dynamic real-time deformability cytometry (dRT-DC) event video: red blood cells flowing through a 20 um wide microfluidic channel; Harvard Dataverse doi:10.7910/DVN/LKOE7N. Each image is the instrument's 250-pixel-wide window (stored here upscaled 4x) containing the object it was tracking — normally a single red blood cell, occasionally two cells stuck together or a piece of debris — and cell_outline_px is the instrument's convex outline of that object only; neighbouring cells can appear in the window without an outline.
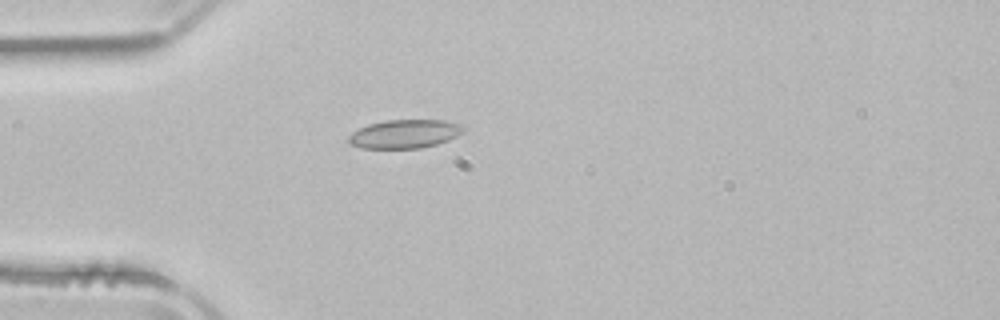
{"species": "common noctule bat (a hibernating species)", "species_latin": "Nyctalus noctula", "temperature_condition": "room temperature", "stored_images_in_passage": 34, "camera_frame_rate_fps": 3000, "um_per_image_px": 0.085, "animal": {"sex": "male", "body_mass_g": 21.5, "forearm_length_mm": 52.0}, "frame": {"image": 1, "passage_image": 4, "time_ms": 1.0, "image_size_px": [1000, 320], "cell_outline_px": [[464, 132], [448, 140], [436, 144], [420, 148], [360, 148], [352, 144], [348, 140], [348, 136], [352, 132], [368, 124], [384, 120], [444, 120], [464, 124]], "centroid_in_image_um": [34.42, 11.37], "position_along_channel_um": 50.6, "area_um2": 19.19}}
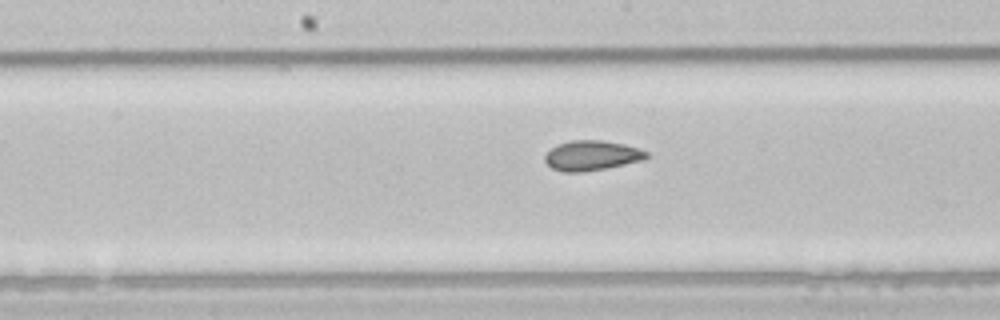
{"frame": {"image": 2, "passage_image": 16, "time_ms": 5.0, "image_size_px": [1000, 320], "cell_outline_px": [[648, 156], [640, 160], [624, 164], [584, 172], [564, 172], [552, 168], [544, 160], [544, 156], [556, 144], [572, 140], [600, 140], [624, 144], [640, 148], [648, 152]], "centroid_in_image_um": [50.27, 13.21], "position_along_channel_um": 197.9, "area_um2": 17.57}}
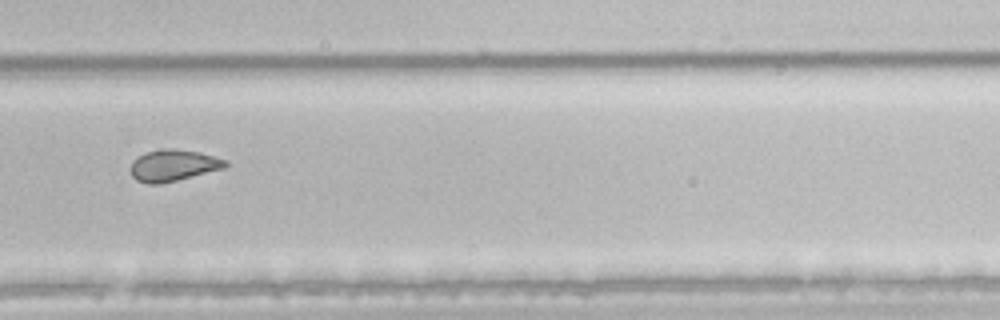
{"frame": {"image": 3, "passage_image": 25, "time_ms": 8.0, "image_size_px": [1000, 320], "cell_outline_px": [[228, 164], [224, 168], [160, 184], [148, 184], [136, 180], [132, 176], [128, 168], [132, 160], [136, 156], [148, 152], [164, 148], [172, 148], [200, 152], [228, 160]], "centroid_in_image_um": [14.68, 14.05], "position_along_channel_um": 315.1, "area_um2": 17.57}, "authors_computed_cell_mechanics": {"area_um2": 17.918, "velocity_mm_per_s": 3.9322, "shape_relaxation_time_tau1_ms": 10.506, "shape_relaxation_time_tau2_ms": 2.1368, "deformation_change_tau1": 0.1373, "deformation_change_tau2": 0.0635}}